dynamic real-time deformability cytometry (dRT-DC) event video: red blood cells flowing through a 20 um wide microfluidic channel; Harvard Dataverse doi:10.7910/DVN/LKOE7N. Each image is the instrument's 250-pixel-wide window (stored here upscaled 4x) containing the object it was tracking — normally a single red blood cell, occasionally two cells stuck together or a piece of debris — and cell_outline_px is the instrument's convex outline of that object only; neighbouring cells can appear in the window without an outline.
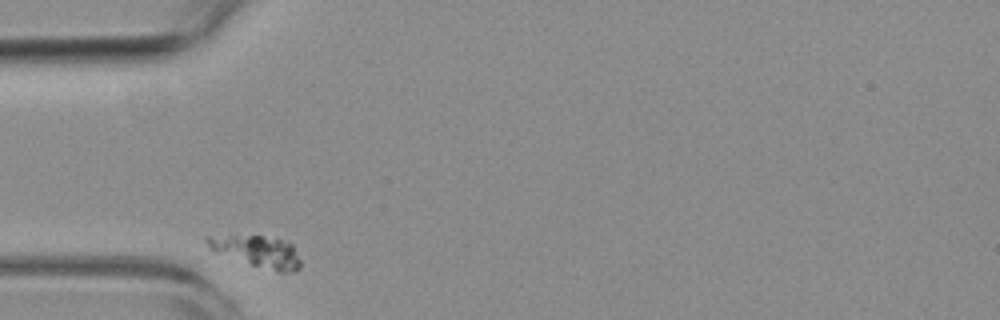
{"species": "common noctule bat (a hibernating species)", "species_latin": "Nyctalus noctula", "temperature_condition": "room temperature", "stored_images_in_passage": 2, "camera_frame_rate_fps": 3000, "um_per_image_px": 0.085, "animal": {"sex": "female", "body_mass_g": 19.3, "forearm_length_mm": 54.1}, "frame": {"image": 1, "passage_image": 1, "time_ms": 0.0, "image_size_px": [1000, 320], "cell_outline_px": [[300, 268], [292, 272], [280, 272], [252, 264], [208, 248], [204, 240], [204, 236], [260, 236], [280, 240], [292, 244], [300, 260]], "centroid_in_image_um": [21.88, 21.36], "position_along_channel_um": 63.1, "area_um2": 16.42}}
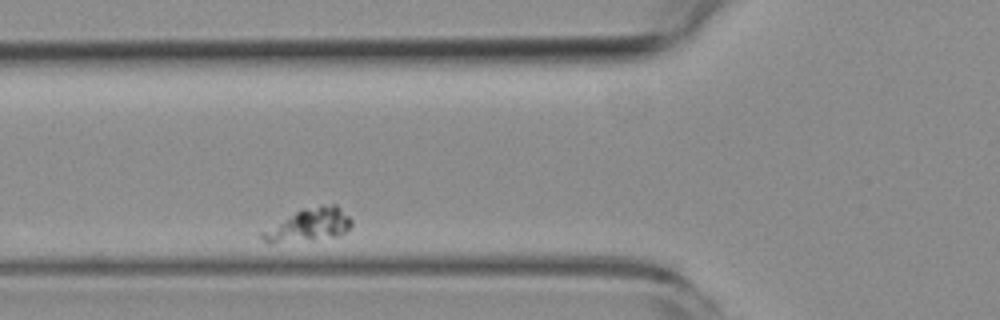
{"frame": {"image": 2, "passage_image": 2, "time_ms": 1.333, "image_size_px": [1000, 320], "cell_outline_px": [[352, 224], [340, 236], [272, 244], [268, 244], [260, 236], [260, 232], [296, 212], [304, 208], [320, 204], [336, 204], [352, 220]], "centroid_in_image_um": [26.25, 19.13], "position_along_channel_um": 99.5, "area_um2": 16.99}}